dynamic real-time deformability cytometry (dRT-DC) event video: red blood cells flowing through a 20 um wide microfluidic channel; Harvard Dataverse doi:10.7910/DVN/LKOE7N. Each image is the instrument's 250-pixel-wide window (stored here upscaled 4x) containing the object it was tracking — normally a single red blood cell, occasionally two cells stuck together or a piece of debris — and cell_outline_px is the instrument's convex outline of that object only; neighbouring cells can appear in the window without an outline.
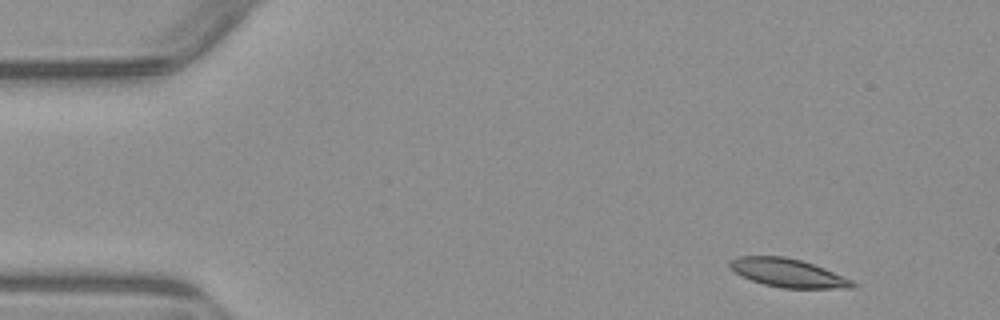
{"species": "common noctule bat (a hibernating species)", "species_latin": "Nyctalus noctula", "temperature_condition": "warm", "stored_images_in_passage": 3, "camera_frame_rate_fps": 3000, "um_per_image_px": 0.085, "animal": {"sex": "male", "body_mass_g": 23.1, "forearm_length_mm": 52.7}, "frame": {"image": 1, "passage_image": 1, "time_ms": 0.0, "image_size_px": [1000, 320], "cell_outline_px": [[860, 284], [856, 288], [780, 288], [764, 284], [740, 276], [728, 264], [728, 260], [740, 256], [784, 256], [800, 260], [824, 268], [852, 280]], "centroid_in_image_um": [66.99, 23.2], "position_along_channel_um": 18.0, "area_um2": 20.35}}
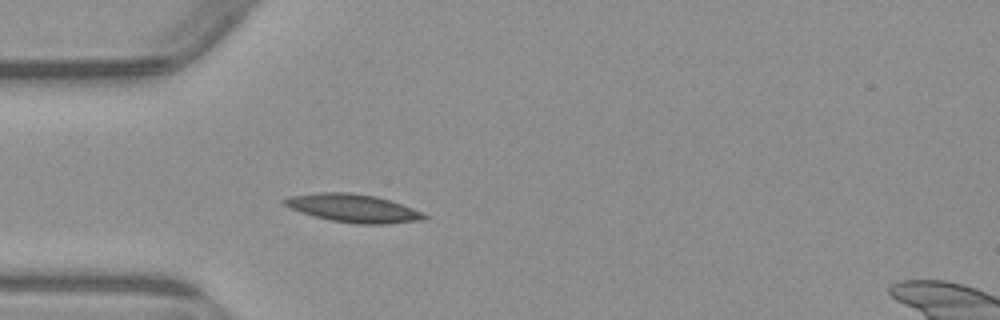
{"frame": {"image": 2, "passage_image": 3, "time_ms": 3.333, "image_size_px": [1000, 320], "cell_outline_px": [[428, 220], [388, 224], [356, 224], [332, 220], [300, 212], [284, 204], [280, 200], [292, 196], [320, 192], [348, 192], [376, 196], [424, 212], [428, 216]], "centroid_in_image_um": [30.09, 17.71], "position_along_channel_um": 54.9, "area_um2": 22.83}}